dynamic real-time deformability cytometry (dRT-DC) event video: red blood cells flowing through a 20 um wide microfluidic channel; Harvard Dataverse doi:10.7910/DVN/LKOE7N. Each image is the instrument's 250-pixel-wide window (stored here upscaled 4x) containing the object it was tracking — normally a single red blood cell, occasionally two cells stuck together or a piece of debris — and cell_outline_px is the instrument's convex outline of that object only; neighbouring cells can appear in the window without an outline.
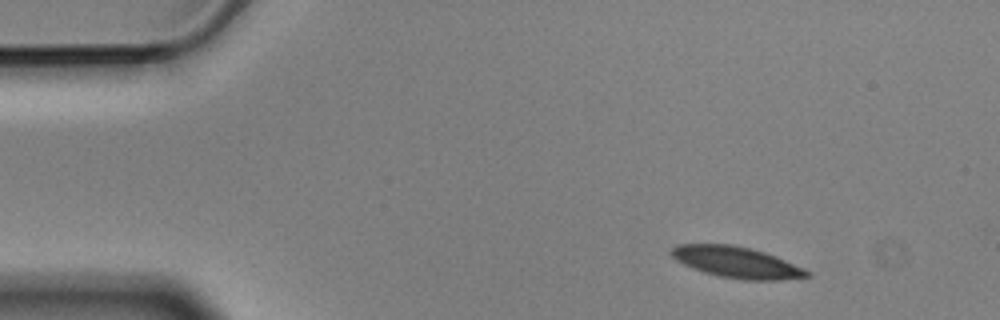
{"species": "Egyptian fruit bat (a non-hibernating species)", "species_latin": "Rousettus aegyptiacus", "temperature_condition": "cold", "stored_images_in_passage": 5, "camera_frame_rate_fps": 3000, "um_per_image_px": 0.085, "animal": {"sex": "male"}, "frame": {"image": 1, "passage_image": 1, "time_ms": 0.0, "image_size_px": [1000, 320], "cell_outline_px": [[812, 276], [780, 280], [744, 280], [720, 276], [704, 272], [692, 268], [676, 260], [668, 252], [676, 244], [732, 244], [764, 252], [776, 256], [804, 268], [812, 272]], "centroid_in_image_um": [62.62, 22.29], "position_along_channel_um": 22.4, "area_um2": 24.68}}
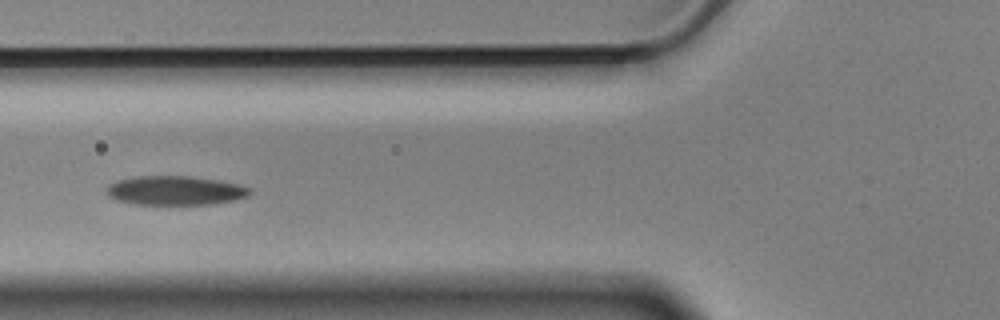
{"frame": {"image": 2, "passage_image": 5, "time_ms": 1.333, "image_size_px": [1000, 320], "cell_outline_px": [[252, 192], [248, 196], [236, 200], [212, 204], [132, 204], [116, 200], [108, 196], [104, 192], [108, 184], [116, 180], [136, 176], [188, 176], [216, 180], [236, 184], [252, 188]], "centroid_in_image_um": [14.85, 16.2], "position_along_channel_um": 111.0, "area_um2": 24.51}}